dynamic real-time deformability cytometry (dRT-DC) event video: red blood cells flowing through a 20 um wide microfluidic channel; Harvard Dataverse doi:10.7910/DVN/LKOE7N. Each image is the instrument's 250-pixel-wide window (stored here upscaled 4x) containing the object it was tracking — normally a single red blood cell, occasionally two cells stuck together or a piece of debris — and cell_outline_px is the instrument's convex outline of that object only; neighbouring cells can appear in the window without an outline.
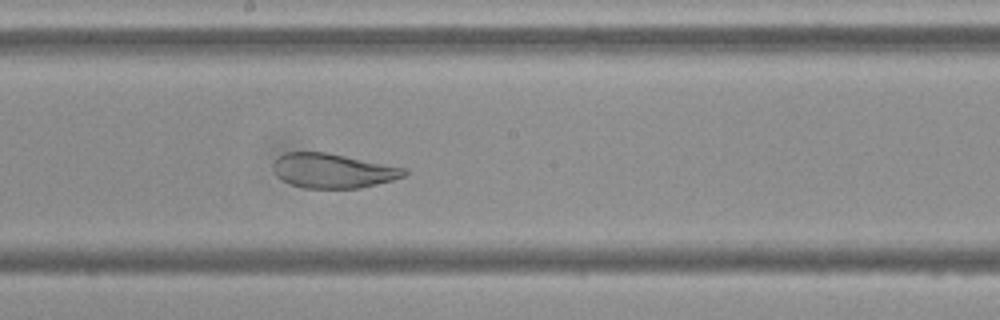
{"species": "Egyptian fruit bat (a non-hibernating species)", "species_latin": "Rousettus aegyptiacus", "temperature_condition": "cold", "stored_images_in_passage": 40, "camera_frame_rate_fps": 3000, "um_per_image_px": 0.085, "frame": {"image": 1, "passage_image": 15, "time_ms": 4.667, "image_size_px": [1000, 320], "cell_outline_px": [[408, 172], [404, 176], [392, 180], [360, 188], [304, 188], [292, 184], [276, 176], [272, 168], [272, 164], [284, 152], [328, 152], [408, 168]], "centroid_in_image_um": [28.32, 14.5], "position_along_channel_um": 219.9, "area_um2": 26.47}}
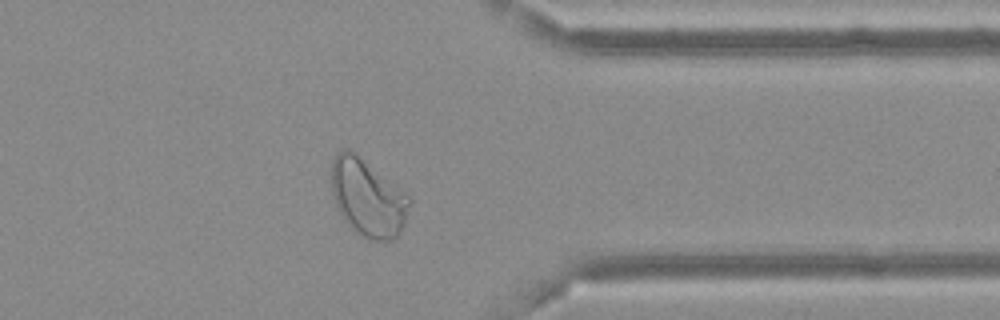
{"frame": {"image": 2, "passage_image": 29, "time_ms": 9.333, "image_size_px": [1000, 320], "cell_outline_px": [[412, 200], [404, 224], [400, 232], [392, 240], [368, 240], [360, 236], [348, 224], [340, 212], [336, 204], [332, 192], [332, 160], [336, 152], [340, 148], [352, 148], [408, 192], [412, 196]], "centroid_in_image_um": [31.29, 16.74], "position_along_channel_um": 380.1, "area_um2": 36.07}}
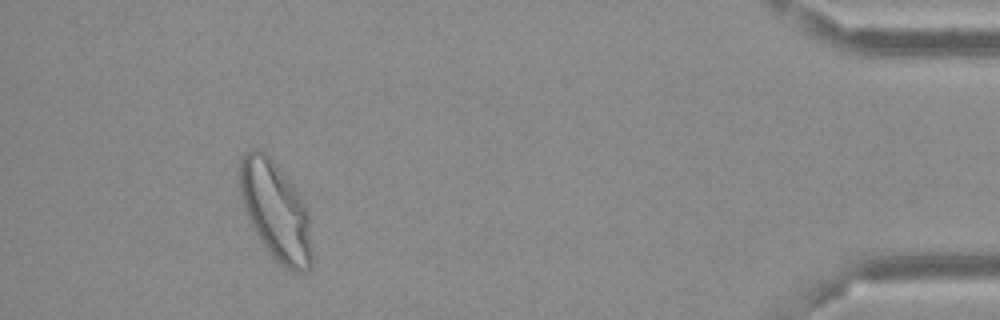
{"frame": {"image": 3, "passage_image": 36, "time_ms": 11.667, "image_size_px": [1000, 320], "cell_outline_px": [[312, 264], [304, 272], [296, 272], [288, 268], [276, 260], [272, 256], [256, 232], [248, 216], [240, 196], [240, 160], [244, 152], [252, 148], [260, 148], [272, 160], [292, 184], [300, 196], [304, 204], [308, 216], [312, 252]], "centroid_in_image_um": [23.42, 17.9], "position_along_channel_um": 411.8, "area_um2": 40.69}}